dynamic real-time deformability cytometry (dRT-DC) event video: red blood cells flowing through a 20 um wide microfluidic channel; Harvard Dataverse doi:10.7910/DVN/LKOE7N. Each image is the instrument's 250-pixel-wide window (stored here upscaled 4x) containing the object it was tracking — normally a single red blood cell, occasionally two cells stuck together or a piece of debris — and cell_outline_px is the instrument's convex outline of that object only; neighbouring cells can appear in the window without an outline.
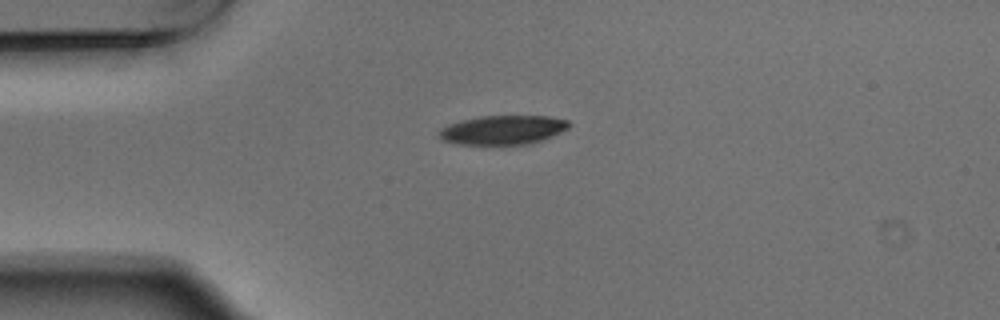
{"species": "Egyptian fruit bat (a non-hibernating species)", "species_latin": "Rousettus aegyptiacus", "temperature_condition": "warm", "stored_images_in_passage": 2, "camera_frame_rate_fps": 3000, "um_per_image_px": 0.085, "animal": {"sex": "male"}, "frame": {"image": 1, "passage_image": 1, "time_ms": 0.0, "image_size_px": [1000, 320], "cell_outline_px": [[572, 124], [568, 128], [560, 132], [540, 140], [528, 144], [456, 144], [440, 140], [436, 132], [440, 128], [448, 124], [460, 120], [480, 116], [548, 116], [568, 120]], "centroid_in_image_um": [42.67, 11.04], "position_along_channel_um": 42.3, "area_um2": 22.14}}